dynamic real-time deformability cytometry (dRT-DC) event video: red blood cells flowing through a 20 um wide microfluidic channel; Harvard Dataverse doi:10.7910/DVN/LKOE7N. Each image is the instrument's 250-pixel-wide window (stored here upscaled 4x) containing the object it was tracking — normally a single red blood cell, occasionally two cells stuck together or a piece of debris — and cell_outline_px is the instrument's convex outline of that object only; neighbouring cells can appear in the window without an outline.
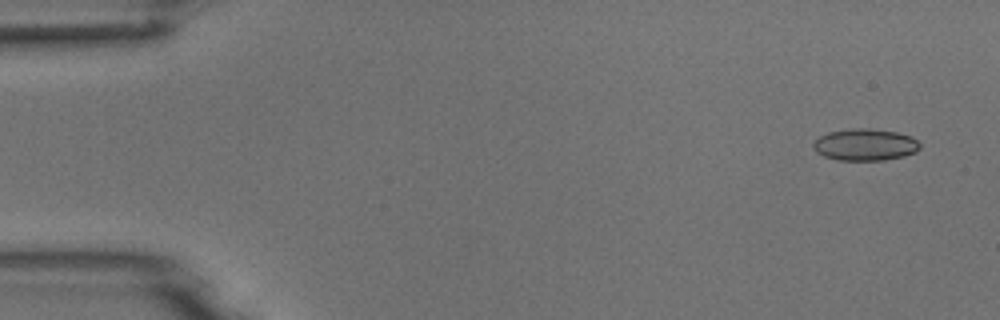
{"species": "common noctule bat (a hibernating species)", "species_latin": "Nyctalus noctula", "temperature_condition": "room temperature", "stored_images_in_passage": 6, "camera_frame_rate_fps": 3000, "um_per_image_px": 0.085, "animal": {"sex": "male", "body_mass_g": 18.8}, "frame": {"image": 1, "passage_image": 1, "time_ms": 0.0, "image_size_px": [1000, 320], "cell_outline_px": [[920, 148], [916, 152], [904, 156], [884, 160], [836, 160], [824, 156], [816, 152], [812, 148], [812, 144], [820, 136], [828, 132], [852, 128], [868, 128], [896, 132], [912, 136], [920, 144]], "centroid_in_image_um": [73.53, 12.3], "position_along_channel_um": 11.5, "area_um2": 19.88}}